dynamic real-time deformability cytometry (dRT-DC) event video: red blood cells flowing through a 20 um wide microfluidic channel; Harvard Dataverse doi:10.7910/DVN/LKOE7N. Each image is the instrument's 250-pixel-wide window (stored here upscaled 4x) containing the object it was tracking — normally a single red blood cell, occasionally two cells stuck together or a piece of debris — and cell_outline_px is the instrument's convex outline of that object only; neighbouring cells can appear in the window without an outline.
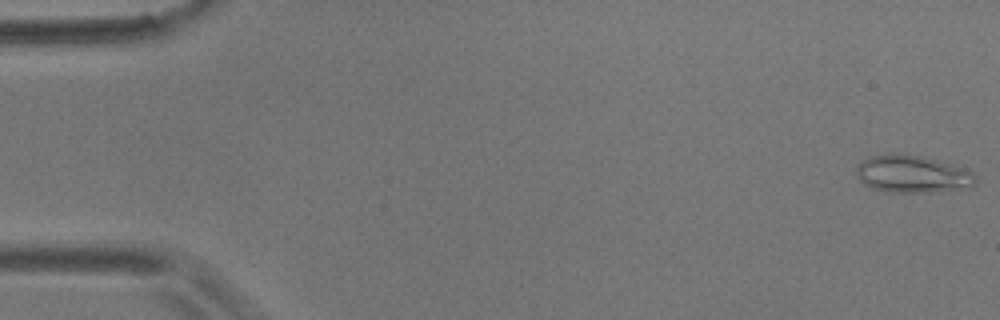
{"species": "common noctule bat (a hibernating species)", "species_latin": "Nyctalus noctula", "temperature_condition": "room temperature", "stored_images_in_passage": 7, "camera_frame_rate_fps": 3000, "um_per_image_px": 0.085, "animal": {"sex": "male", "body_mass_g": 17.9}, "frame": {"image": 1, "passage_image": 1, "time_ms": 0.0, "image_size_px": [1000, 320], "cell_outline_px": [[976, 184], [972, 188], [932, 192], [892, 192], [872, 188], [864, 184], [860, 180], [856, 172], [856, 168], [864, 160], [872, 156], [892, 152], [896, 152], [924, 156], [964, 168], [972, 172], [976, 176]], "centroid_in_image_um": [77.6, 14.79], "position_along_channel_um": 7.4, "area_um2": 26.24}}
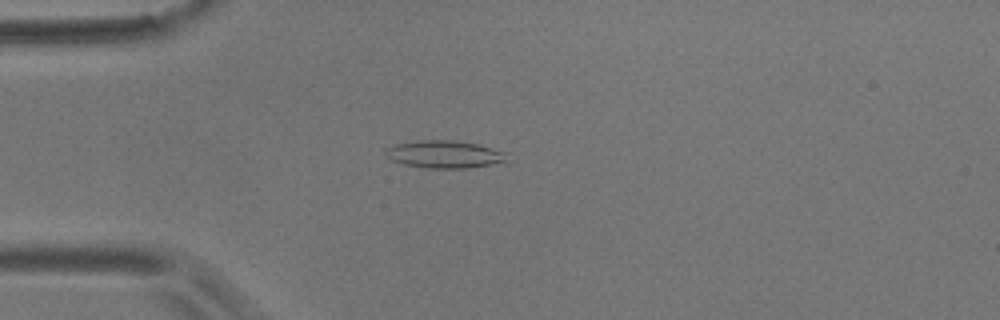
{"frame": {"image": 2, "passage_image": 5, "time_ms": 4.667, "image_size_px": [1000, 320], "cell_outline_px": [[508, 152], [504, 160], [488, 164], [468, 168], [428, 168], [404, 164], [392, 160], [384, 156], [384, 148], [396, 144], [416, 140], [456, 140], [476, 144]], "centroid_in_image_um": [37.69, 13.1], "position_along_channel_um": 47.3, "area_um2": 19.36}}
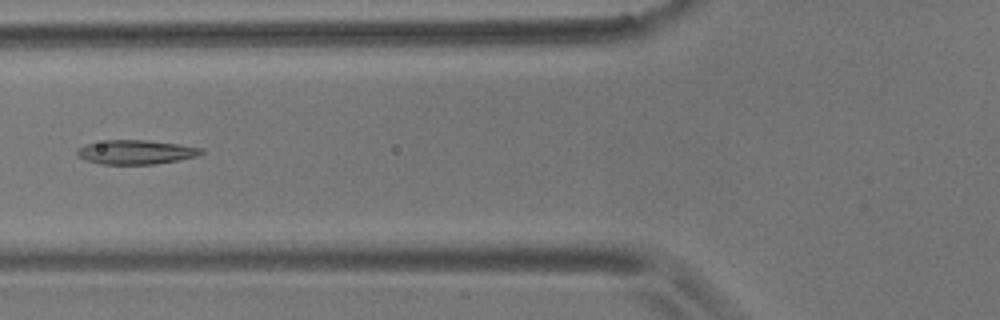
{"frame": {"image": 3, "passage_image": 7, "time_ms": 7.0, "image_size_px": [1000, 320], "cell_outline_px": [[204, 152], [196, 156], [180, 160], [156, 164], [100, 164], [84, 160], [76, 156], [76, 148], [88, 144], [108, 140], [148, 140], [180, 144], [204, 148]], "centroid_in_image_um": [11.55, 12.93], "position_along_channel_um": 114.2, "area_um2": 17.69}}